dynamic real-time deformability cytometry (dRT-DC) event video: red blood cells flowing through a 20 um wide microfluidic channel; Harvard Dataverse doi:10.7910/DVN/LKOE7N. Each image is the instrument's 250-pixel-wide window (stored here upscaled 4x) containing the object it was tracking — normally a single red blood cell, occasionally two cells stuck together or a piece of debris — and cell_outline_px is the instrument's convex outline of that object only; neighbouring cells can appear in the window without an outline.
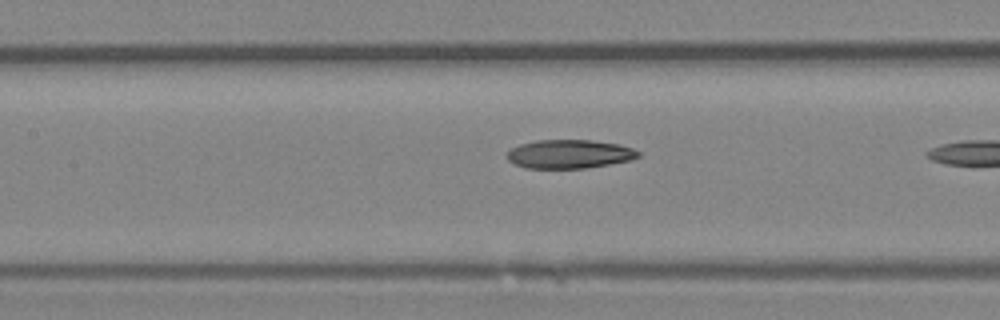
{"species": "Egyptian fruit bat (a non-hibernating species)", "species_latin": "Rousettus aegyptiacus", "temperature_condition": "room temperature", "stored_images_in_passage": 28, "camera_frame_rate_fps": 3000, "um_per_image_px": 0.085, "animal": {"sex": "female"}, "frame": {"image": 1, "passage_image": 13, "time_ms": 4.0, "image_size_px": [1000, 320], "cell_outline_px": [[640, 156], [628, 160], [588, 168], [524, 168], [508, 160], [508, 152], [512, 148], [520, 144], [536, 140], [592, 140], [620, 144], [632, 148], [640, 152]], "centroid_in_image_um": [48.4, 13.09], "position_along_channel_um": 159.0, "area_um2": 21.85}}
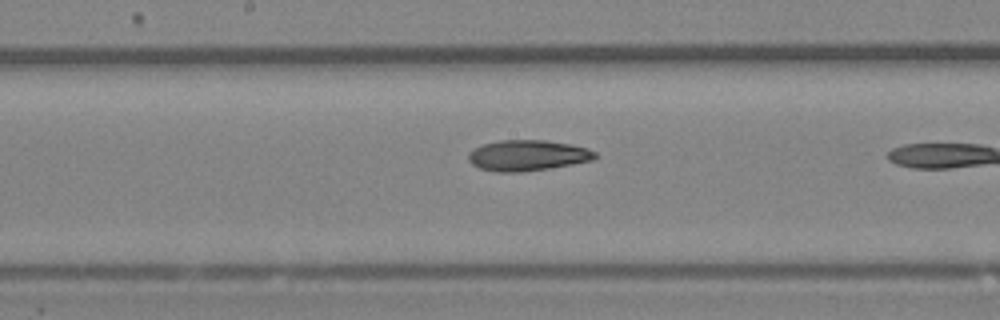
{"frame": {"image": 2, "passage_image": 16, "time_ms": 5.0, "image_size_px": [1000, 320], "cell_outline_px": [[596, 156], [592, 160], [572, 164], [548, 168], [520, 172], [496, 172], [480, 168], [472, 164], [468, 160], [468, 152], [472, 148], [484, 144], [500, 140], [544, 140], [572, 144], [588, 148], [596, 152]], "centroid_in_image_um": [44.82, 13.2], "position_along_channel_um": 203.4, "area_um2": 22.72}}
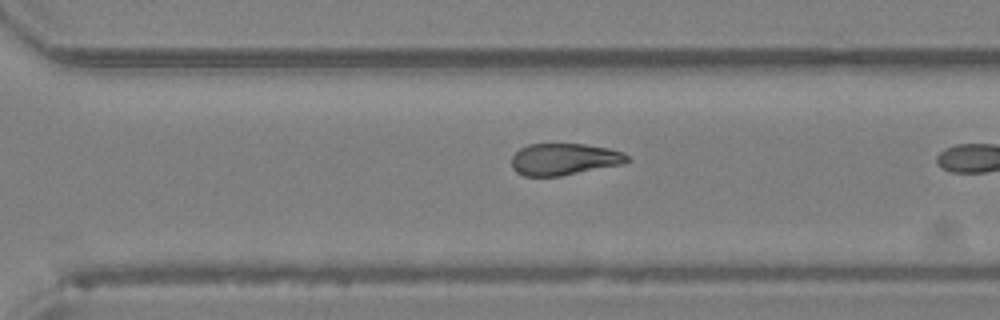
{"frame": {"image": 3, "passage_image": 24, "time_ms": 7.667, "image_size_px": [1000, 320], "cell_outline_px": [[632, 160], [624, 164], [560, 176], [524, 176], [516, 172], [512, 168], [512, 156], [520, 148], [528, 144], [584, 144], [608, 148], [624, 152]], "centroid_in_image_um": [47.98, 13.53], "position_along_channel_um": 322.6, "area_um2": 21.56}}